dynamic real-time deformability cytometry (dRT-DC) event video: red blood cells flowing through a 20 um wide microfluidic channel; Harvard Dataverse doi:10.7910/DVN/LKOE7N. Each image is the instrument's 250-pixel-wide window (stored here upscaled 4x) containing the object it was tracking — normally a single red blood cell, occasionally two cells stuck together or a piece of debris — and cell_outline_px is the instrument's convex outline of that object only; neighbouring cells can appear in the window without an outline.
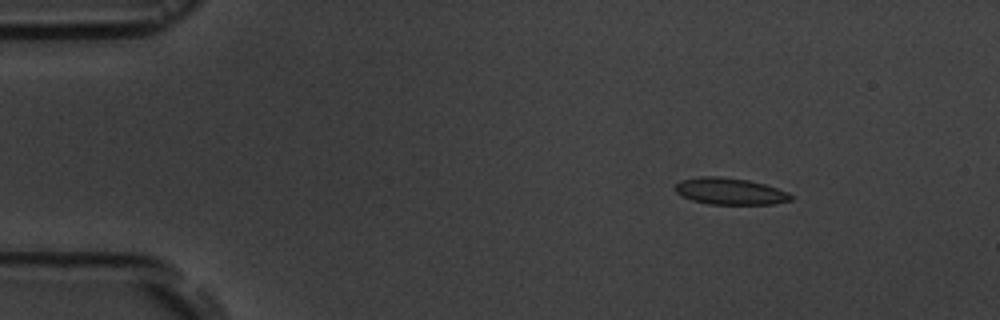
{"species": "common noctule bat (a hibernating species)", "species_latin": "Nyctalus noctula", "temperature_condition": "room temperature", "stored_images_in_passage": 8, "camera_frame_rate_fps": 3000, "um_per_image_px": 0.085, "animal": {"sex": "male", "body_mass_g": 19.5, "forearm_length_mm": 54.6}, "frame": {"image": 1, "passage_image": 2, "time_ms": 1.333, "image_size_px": [1000, 320], "cell_outline_px": [[792, 200], [776, 204], [708, 204], [692, 200], [676, 192], [676, 184], [680, 180], [700, 176], [720, 176], [748, 180], [764, 184], [788, 192], [792, 196]], "centroid_in_image_um": [62.06, 16.26], "position_along_channel_um": 22.9, "area_um2": 17.92}}
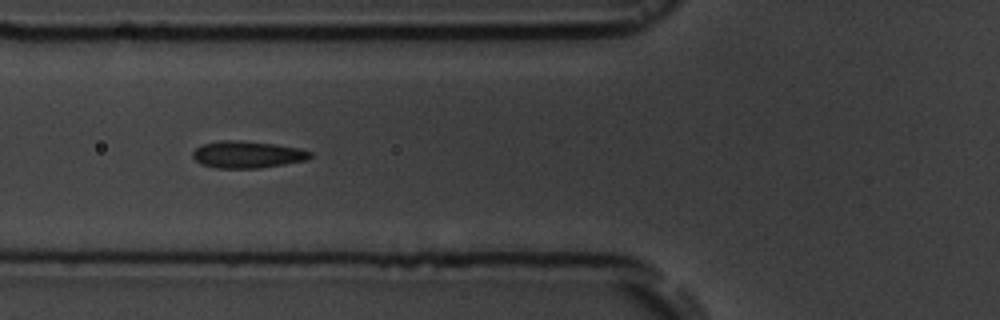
{"frame": {"image": 2, "passage_image": 6, "time_ms": 5.667, "image_size_px": [1000, 320], "cell_outline_px": [[312, 156], [308, 160], [260, 168], [216, 168], [200, 164], [192, 156], [192, 152], [200, 144], [220, 140], [240, 140], [276, 144], [296, 148], [312, 152]], "centroid_in_image_um": [20.99, 13.13], "position_along_channel_um": 104.8, "area_um2": 18.61}}
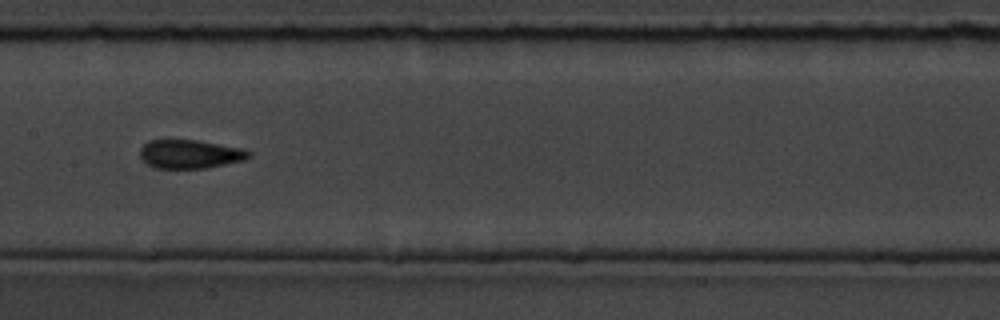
{"frame": {"image": 3, "passage_image": 8, "time_ms": 8.0, "image_size_px": [1000, 320], "cell_outline_px": [[252, 156], [244, 160], [208, 168], [156, 168], [148, 164], [140, 156], [140, 148], [148, 140], [196, 140], [244, 148], [252, 152]], "centroid_in_image_um": [16.19, 13.09], "position_along_channel_um": 191.2, "area_um2": 18.26}}